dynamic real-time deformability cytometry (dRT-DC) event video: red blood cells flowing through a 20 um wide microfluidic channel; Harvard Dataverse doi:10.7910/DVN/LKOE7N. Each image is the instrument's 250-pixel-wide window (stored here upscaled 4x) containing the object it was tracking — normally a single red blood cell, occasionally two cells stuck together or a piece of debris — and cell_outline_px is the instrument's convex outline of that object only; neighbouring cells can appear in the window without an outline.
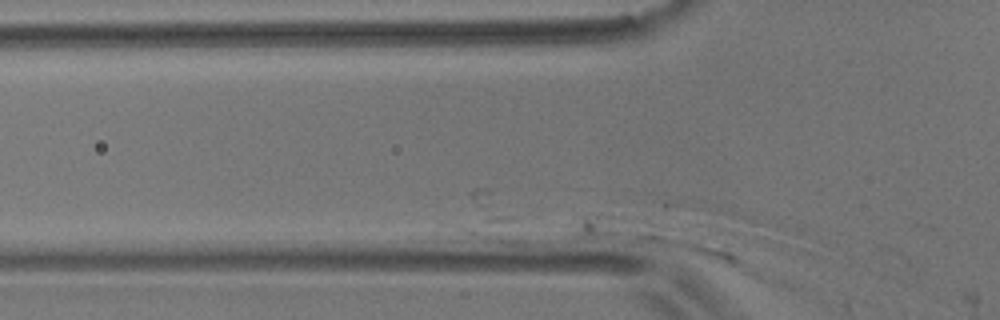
{"species": "common noctule bat (a hibernating species)", "species_latin": "Nyctalus noctula", "temperature_condition": "room temperature", "stored_images_in_passage": 4, "segment_of_instrument_passage": [2, 2], "camera_frame_rate_fps": 3000, "um_per_image_px": 0.085, "animal": {"sex": "male", "body_mass_g": 17.9}, "frame": {"image": 1, "passage_image": 4, "time_ms": 1.0, "image_size_px": [1000, 320], "cell_outline_px": [[792, 288], [772, 284], [756, 280], [632, 240], [624, 236], [628, 232], [652, 232], [688, 240], [728, 252], [792, 284]], "centroid_in_image_um": [60.06, 21.77], "position_along_channel_um": 65.7, "area_um2": 17.22}}